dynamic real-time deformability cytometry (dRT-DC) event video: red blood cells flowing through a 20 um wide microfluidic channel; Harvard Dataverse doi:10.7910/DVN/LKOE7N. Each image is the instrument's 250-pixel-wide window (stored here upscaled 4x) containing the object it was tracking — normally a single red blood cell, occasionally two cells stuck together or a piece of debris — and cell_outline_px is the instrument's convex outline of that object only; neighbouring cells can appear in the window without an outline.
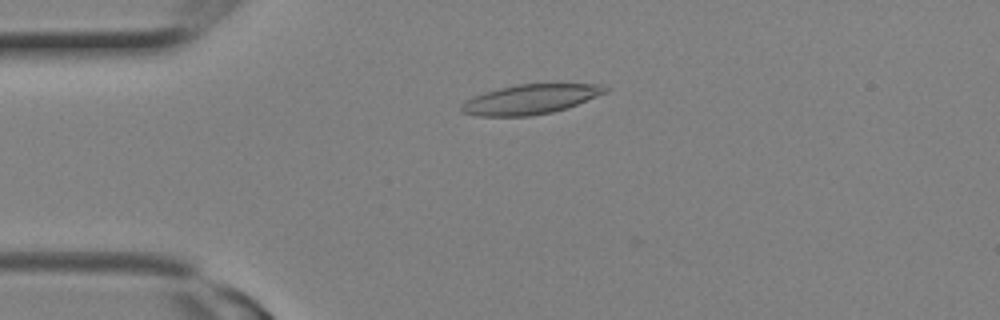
{"species": "Egyptian fruit bat (a non-hibernating species)", "species_latin": "Rousettus aegyptiacus", "temperature_condition": "room temperature", "stored_images_in_passage": 10, "camera_frame_rate_fps": 3000, "um_per_image_px": 0.085, "animal": {"sex": "female"}, "frame": {"image": 1, "passage_image": 6, "time_ms": 1.667, "image_size_px": [1000, 320], "cell_outline_px": [[608, 92], [568, 108], [552, 112], [528, 116], [476, 116], [460, 112], [460, 104], [464, 100], [472, 96], [484, 92], [516, 84], [600, 84], [608, 88]], "centroid_in_image_um": [45.04, 8.44], "position_along_channel_um": 40.0, "area_um2": 25.09}}
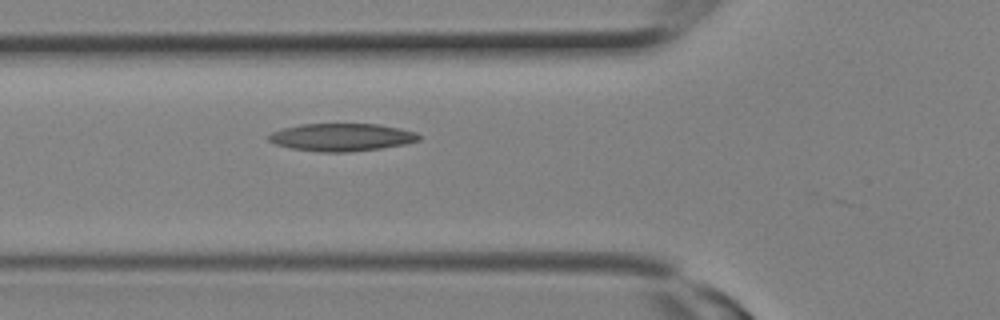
{"frame": {"image": 2, "passage_image": 9, "time_ms": 2.667, "image_size_px": [1000, 320], "cell_outline_px": [[420, 140], [404, 144], [380, 148], [348, 152], [320, 152], [292, 148], [276, 144], [268, 140], [268, 136], [272, 132], [284, 128], [300, 124], [376, 124], [400, 128], [416, 132], [420, 136]], "centroid_in_image_um": [29.04, 11.66], "position_along_channel_um": 96.8, "area_um2": 24.04}}